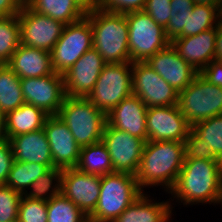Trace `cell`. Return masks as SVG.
<instances>
[{
	"label": "cell",
	"instance_id": "836d02e7",
	"mask_svg": "<svg viewBox=\"0 0 222 222\" xmlns=\"http://www.w3.org/2000/svg\"><path fill=\"white\" fill-rule=\"evenodd\" d=\"M18 222H47V202L22 195L18 208Z\"/></svg>",
	"mask_w": 222,
	"mask_h": 222
},
{
	"label": "cell",
	"instance_id": "ab89813d",
	"mask_svg": "<svg viewBox=\"0 0 222 222\" xmlns=\"http://www.w3.org/2000/svg\"><path fill=\"white\" fill-rule=\"evenodd\" d=\"M200 74L213 85L222 87V63L212 61Z\"/></svg>",
	"mask_w": 222,
	"mask_h": 222
},
{
	"label": "cell",
	"instance_id": "6da1fadb",
	"mask_svg": "<svg viewBox=\"0 0 222 222\" xmlns=\"http://www.w3.org/2000/svg\"><path fill=\"white\" fill-rule=\"evenodd\" d=\"M185 160L184 142L147 141L135 174L138 187H162L168 193L176 183Z\"/></svg>",
	"mask_w": 222,
	"mask_h": 222
},
{
	"label": "cell",
	"instance_id": "60d3db41",
	"mask_svg": "<svg viewBox=\"0 0 222 222\" xmlns=\"http://www.w3.org/2000/svg\"><path fill=\"white\" fill-rule=\"evenodd\" d=\"M22 5L20 0H0V17L18 15Z\"/></svg>",
	"mask_w": 222,
	"mask_h": 222
},
{
	"label": "cell",
	"instance_id": "f546056e",
	"mask_svg": "<svg viewBox=\"0 0 222 222\" xmlns=\"http://www.w3.org/2000/svg\"><path fill=\"white\" fill-rule=\"evenodd\" d=\"M63 169L59 167L50 168L45 174L41 175L30 186L29 192L23 195L30 199L49 201L53 197L61 194V177Z\"/></svg>",
	"mask_w": 222,
	"mask_h": 222
},
{
	"label": "cell",
	"instance_id": "d6986e66",
	"mask_svg": "<svg viewBox=\"0 0 222 222\" xmlns=\"http://www.w3.org/2000/svg\"><path fill=\"white\" fill-rule=\"evenodd\" d=\"M145 62L177 92L184 90L198 74V72L178 54L171 43L165 49L149 57Z\"/></svg>",
	"mask_w": 222,
	"mask_h": 222
},
{
	"label": "cell",
	"instance_id": "f6af8a7d",
	"mask_svg": "<svg viewBox=\"0 0 222 222\" xmlns=\"http://www.w3.org/2000/svg\"><path fill=\"white\" fill-rule=\"evenodd\" d=\"M5 114L0 110V140L4 139Z\"/></svg>",
	"mask_w": 222,
	"mask_h": 222
},
{
	"label": "cell",
	"instance_id": "44dd1931",
	"mask_svg": "<svg viewBox=\"0 0 222 222\" xmlns=\"http://www.w3.org/2000/svg\"><path fill=\"white\" fill-rule=\"evenodd\" d=\"M147 106L133 94L107 114V123L147 142Z\"/></svg>",
	"mask_w": 222,
	"mask_h": 222
},
{
	"label": "cell",
	"instance_id": "e0dca14e",
	"mask_svg": "<svg viewBox=\"0 0 222 222\" xmlns=\"http://www.w3.org/2000/svg\"><path fill=\"white\" fill-rule=\"evenodd\" d=\"M49 141L54 167H76L81 147L68 126L57 115L48 116L43 127Z\"/></svg>",
	"mask_w": 222,
	"mask_h": 222
},
{
	"label": "cell",
	"instance_id": "8fae6325",
	"mask_svg": "<svg viewBox=\"0 0 222 222\" xmlns=\"http://www.w3.org/2000/svg\"><path fill=\"white\" fill-rule=\"evenodd\" d=\"M21 44L51 52L65 24L23 4L18 14Z\"/></svg>",
	"mask_w": 222,
	"mask_h": 222
},
{
	"label": "cell",
	"instance_id": "681fc988",
	"mask_svg": "<svg viewBox=\"0 0 222 222\" xmlns=\"http://www.w3.org/2000/svg\"><path fill=\"white\" fill-rule=\"evenodd\" d=\"M23 4H26L29 0H20Z\"/></svg>",
	"mask_w": 222,
	"mask_h": 222
},
{
	"label": "cell",
	"instance_id": "ffe728a7",
	"mask_svg": "<svg viewBox=\"0 0 222 222\" xmlns=\"http://www.w3.org/2000/svg\"><path fill=\"white\" fill-rule=\"evenodd\" d=\"M217 26L187 37H176L171 41L178 54L200 73L214 61Z\"/></svg>",
	"mask_w": 222,
	"mask_h": 222
},
{
	"label": "cell",
	"instance_id": "7bdbcfd3",
	"mask_svg": "<svg viewBox=\"0 0 222 222\" xmlns=\"http://www.w3.org/2000/svg\"><path fill=\"white\" fill-rule=\"evenodd\" d=\"M214 61L222 63V22L217 26Z\"/></svg>",
	"mask_w": 222,
	"mask_h": 222
},
{
	"label": "cell",
	"instance_id": "e575fe53",
	"mask_svg": "<svg viewBox=\"0 0 222 222\" xmlns=\"http://www.w3.org/2000/svg\"><path fill=\"white\" fill-rule=\"evenodd\" d=\"M22 194L5 184H0V222L17 221Z\"/></svg>",
	"mask_w": 222,
	"mask_h": 222
},
{
	"label": "cell",
	"instance_id": "4316f807",
	"mask_svg": "<svg viewBox=\"0 0 222 222\" xmlns=\"http://www.w3.org/2000/svg\"><path fill=\"white\" fill-rule=\"evenodd\" d=\"M76 168L100 176L114 172L111 157L102 141L81 148Z\"/></svg>",
	"mask_w": 222,
	"mask_h": 222
},
{
	"label": "cell",
	"instance_id": "d4e9b609",
	"mask_svg": "<svg viewBox=\"0 0 222 222\" xmlns=\"http://www.w3.org/2000/svg\"><path fill=\"white\" fill-rule=\"evenodd\" d=\"M26 4L37 13L65 25L85 17L91 5L87 0H29Z\"/></svg>",
	"mask_w": 222,
	"mask_h": 222
},
{
	"label": "cell",
	"instance_id": "277c9868",
	"mask_svg": "<svg viewBox=\"0 0 222 222\" xmlns=\"http://www.w3.org/2000/svg\"><path fill=\"white\" fill-rule=\"evenodd\" d=\"M143 194L136 177L125 172L101 176L100 195L89 222H112Z\"/></svg>",
	"mask_w": 222,
	"mask_h": 222
},
{
	"label": "cell",
	"instance_id": "f1b7e54d",
	"mask_svg": "<svg viewBox=\"0 0 222 222\" xmlns=\"http://www.w3.org/2000/svg\"><path fill=\"white\" fill-rule=\"evenodd\" d=\"M49 169L47 165L14 161L5 185L23 195L28 192L29 186Z\"/></svg>",
	"mask_w": 222,
	"mask_h": 222
},
{
	"label": "cell",
	"instance_id": "f35d334b",
	"mask_svg": "<svg viewBox=\"0 0 222 222\" xmlns=\"http://www.w3.org/2000/svg\"><path fill=\"white\" fill-rule=\"evenodd\" d=\"M14 162L11 144L8 139L0 140V184H5Z\"/></svg>",
	"mask_w": 222,
	"mask_h": 222
},
{
	"label": "cell",
	"instance_id": "ee69618b",
	"mask_svg": "<svg viewBox=\"0 0 222 222\" xmlns=\"http://www.w3.org/2000/svg\"><path fill=\"white\" fill-rule=\"evenodd\" d=\"M194 4H203V5H210L213 7H218L220 0H193Z\"/></svg>",
	"mask_w": 222,
	"mask_h": 222
},
{
	"label": "cell",
	"instance_id": "bcb514c9",
	"mask_svg": "<svg viewBox=\"0 0 222 222\" xmlns=\"http://www.w3.org/2000/svg\"><path fill=\"white\" fill-rule=\"evenodd\" d=\"M217 10H218V17L222 21V0L219 1Z\"/></svg>",
	"mask_w": 222,
	"mask_h": 222
},
{
	"label": "cell",
	"instance_id": "74e56055",
	"mask_svg": "<svg viewBox=\"0 0 222 222\" xmlns=\"http://www.w3.org/2000/svg\"><path fill=\"white\" fill-rule=\"evenodd\" d=\"M170 4V0H146L143 11L165 29L172 15Z\"/></svg>",
	"mask_w": 222,
	"mask_h": 222
},
{
	"label": "cell",
	"instance_id": "3957f363",
	"mask_svg": "<svg viewBox=\"0 0 222 222\" xmlns=\"http://www.w3.org/2000/svg\"><path fill=\"white\" fill-rule=\"evenodd\" d=\"M93 31V48L106 64L130 62L128 22L125 14L90 5L86 14Z\"/></svg>",
	"mask_w": 222,
	"mask_h": 222
},
{
	"label": "cell",
	"instance_id": "7c38bea8",
	"mask_svg": "<svg viewBox=\"0 0 222 222\" xmlns=\"http://www.w3.org/2000/svg\"><path fill=\"white\" fill-rule=\"evenodd\" d=\"M111 157L114 172L137 173L145 142L106 123L101 140Z\"/></svg>",
	"mask_w": 222,
	"mask_h": 222
},
{
	"label": "cell",
	"instance_id": "7a4b0ae2",
	"mask_svg": "<svg viewBox=\"0 0 222 222\" xmlns=\"http://www.w3.org/2000/svg\"><path fill=\"white\" fill-rule=\"evenodd\" d=\"M168 193L186 206L220 204L222 173L217 161L185 159L176 183Z\"/></svg>",
	"mask_w": 222,
	"mask_h": 222
},
{
	"label": "cell",
	"instance_id": "7402d4cb",
	"mask_svg": "<svg viewBox=\"0 0 222 222\" xmlns=\"http://www.w3.org/2000/svg\"><path fill=\"white\" fill-rule=\"evenodd\" d=\"M8 140L11 144L14 161L38 163L47 165L49 168L54 167L49 141L43 128L11 137Z\"/></svg>",
	"mask_w": 222,
	"mask_h": 222
},
{
	"label": "cell",
	"instance_id": "7dc6e473",
	"mask_svg": "<svg viewBox=\"0 0 222 222\" xmlns=\"http://www.w3.org/2000/svg\"><path fill=\"white\" fill-rule=\"evenodd\" d=\"M217 163H218V167L222 173V153L219 155V157H217Z\"/></svg>",
	"mask_w": 222,
	"mask_h": 222
},
{
	"label": "cell",
	"instance_id": "30bf717a",
	"mask_svg": "<svg viewBox=\"0 0 222 222\" xmlns=\"http://www.w3.org/2000/svg\"><path fill=\"white\" fill-rule=\"evenodd\" d=\"M132 93L148 108L178 104L179 92L146 62H132Z\"/></svg>",
	"mask_w": 222,
	"mask_h": 222
},
{
	"label": "cell",
	"instance_id": "9a60e30c",
	"mask_svg": "<svg viewBox=\"0 0 222 222\" xmlns=\"http://www.w3.org/2000/svg\"><path fill=\"white\" fill-rule=\"evenodd\" d=\"M101 176L84 173L76 167L63 169L61 194L71 200L88 218L100 195Z\"/></svg>",
	"mask_w": 222,
	"mask_h": 222
},
{
	"label": "cell",
	"instance_id": "603a6c76",
	"mask_svg": "<svg viewBox=\"0 0 222 222\" xmlns=\"http://www.w3.org/2000/svg\"><path fill=\"white\" fill-rule=\"evenodd\" d=\"M7 65L20 78L54 74L51 52L20 44Z\"/></svg>",
	"mask_w": 222,
	"mask_h": 222
},
{
	"label": "cell",
	"instance_id": "4fadbf2b",
	"mask_svg": "<svg viewBox=\"0 0 222 222\" xmlns=\"http://www.w3.org/2000/svg\"><path fill=\"white\" fill-rule=\"evenodd\" d=\"M26 104L34 105L49 116L57 115L65 95L64 77L54 73L37 78L20 79Z\"/></svg>",
	"mask_w": 222,
	"mask_h": 222
},
{
	"label": "cell",
	"instance_id": "f907efd6",
	"mask_svg": "<svg viewBox=\"0 0 222 222\" xmlns=\"http://www.w3.org/2000/svg\"><path fill=\"white\" fill-rule=\"evenodd\" d=\"M220 203H221V205H222V193H221V199H220Z\"/></svg>",
	"mask_w": 222,
	"mask_h": 222
},
{
	"label": "cell",
	"instance_id": "c3c4849f",
	"mask_svg": "<svg viewBox=\"0 0 222 222\" xmlns=\"http://www.w3.org/2000/svg\"><path fill=\"white\" fill-rule=\"evenodd\" d=\"M91 5H94L96 2H97V0H87Z\"/></svg>",
	"mask_w": 222,
	"mask_h": 222
},
{
	"label": "cell",
	"instance_id": "d6a6232c",
	"mask_svg": "<svg viewBox=\"0 0 222 222\" xmlns=\"http://www.w3.org/2000/svg\"><path fill=\"white\" fill-rule=\"evenodd\" d=\"M191 129L205 141L217 158L222 153V114L196 122Z\"/></svg>",
	"mask_w": 222,
	"mask_h": 222
},
{
	"label": "cell",
	"instance_id": "52a82bcc",
	"mask_svg": "<svg viewBox=\"0 0 222 222\" xmlns=\"http://www.w3.org/2000/svg\"><path fill=\"white\" fill-rule=\"evenodd\" d=\"M178 106L186 121L196 122L222 114V87L213 85L200 73L178 96Z\"/></svg>",
	"mask_w": 222,
	"mask_h": 222
},
{
	"label": "cell",
	"instance_id": "1f68e13d",
	"mask_svg": "<svg viewBox=\"0 0 222 222\" xmlns=\"http://www.w3.org/2000/svg\"><path fill=\"white\" fill-rule=\"evenodd\" d=\"M47 222H88L86 215L62 194L47 201Z\"/></svg>",
	"mask_w": 222,
	"mask_h": 222
},
{
	"label": "cell",
	"instance_id": "5b68a950",
	"mask_svg": "<svg viewBox=\"0 0 222 222\" xmlns=\"http://www.w3.org/2000/svg\"><path fill=\"white\" fill-rule=\"evenodd\" d=\"M57 116L68 126L81 148L101 142L107 115L87 97L66 96Z\"/></svg>",
	"mask_w": 222,
	"mask_h": 222
},
{
	"label": "cell",
	"instance_id": "8d00e7d4",
	"mask_svg": "<svg viewBox=\"0 0 222 222\" xmlns=\"http://www.w3.org/2000/svg\"><path fill=\"white\" fill-rule=\"evenodd\" d=\"M146 0H97V8L112 13H129L143 11Z\"/></svg>",
	"mask_w": 222,
	"mask_h": 222
},
{
	"label": "cell",
	"instance_id": "2e32d148",
	"mask_svg": "<svg viewBox=\"0 0 222 222\" xmlns=\"http://www.w3.org/2000/svg\"><path fill=\"white\" fill-rule=\"evenodd\" d=\"M106 63L94 48L86 51L74 65L63 74L65 95L87 97Z\"/></svg>",
	"mask_w": 222,
	"mask_h": 222
},
{
	"label": "cell",
	"instance_id": "9c48e42d",
	"mask_svg": "<svg viewBox=\"0 0 222 222\" xmlns=\"http://www.w3.org/2000/svg\"><path fill=\"white\" fill-rule=\"evenodd\" d=\"M93 48V31L86 15L82 19L64 26L59 40L51 51L55 73H66L88 50Z\"/></svg>",
	"mask_w": 222,
	"mask_h": 222
},
{
	"label": "cell",
	"instance_id": "b9f144b4",
	"mask_svg": "<svg viewBox=\"0 0 222 222\" xmlns=\"http://www.w3.org/2000/svg\"><path fill=\"white\" fill-rule=\"evenodd\" d=\"M171 13L177 14L183 11H192L194 6L193 0H170Z\"/></svg>",
	"mask_w": 222,
	"mask_h": 222
},
{
	"label": "cell",
	"instance_id": "ba28073f",
	"mask_svg": "<svg viewBox=\"0 0 222 222\" xmlns=\"http://www.w3.org/2000/svg\"><path fill=\"white\" fill-rule=\"evenodd\" d=\"M132 94V62L106 64L87 99L107 115Z\"/></svg>",
	"mask_w": 222,
	"mask_h": 222
},
{
	"label": "cell",
	"instance_id": "ac0fdd59",
	"mask_svg": "<svg viewBox=\"0 0 222 222\" xmlns=\"http://www.w3.org/2000/svg\"><path fill=\"white\" fill-rule=\"evenodd\" d=\"M220 23L217 7L194 4L192 11L172 14L165 32L167 38L172 41L176 37L197 35L218 26Z\"/></svg>",
	"mask_w": 222,
	"mask_h": 222
},
{
	"label": "cell",
	"instance_id": "8992f818",
	"mask_svg": "<svg viewBox=\"0 0 222 222\" xmlns=\"http://www.w3.org/2000/svg\"><path fill=\"white\" fill-rule=\"evenodd\" d=\"M125 15L128 22L130 62H145L171 43L165 29L149 14L144 11H133Z\"/></svg>",
	"mask_w": 222,
	"mask_h": 222
},
{
	"label": "cell",
	"instance_id": "d590c367",
	"mask_svg": "<svg viewBox=\"0 0 222 222\" xmlns=\"http://www.w3.org/2000/svg\"><path fill=\"white\" fill-rule=\"evenodd\" d=\"M185 159H203L217 161L211 148H207L205 141L202 140L192 129L184 140Z\"/></svg>",
	"mask_w": 222,
	"mask_h": 222
},
{
	"label": "cell",
	"instance_id": "83f0119b",
	"mask_svg": "<svg viewBox=\"0 0 222 222\" xmlns=\"http://www.w3.org/2000/svg\"><path fill=\"white\" fill-rule=\"evenodd\" d=\"M24 103L20 78L7 64H0V110L6 115Z\"/></svg>",
	"mask_w": 222,
	"mask_h": 222
},
{
	"label": "cell",
	"instance_id": "cb8c5ba5",
	"mask_svg": "<svg viewBox=\"0 0 222 222\" xmlns=\"http://www.w3.org/2000/svg\"><path fill=\"white\" fill-rule=\"evenodd\" d=\"M145 192L127 207L112 222H170L172 221L171 200L156 202ZM154 200V202L152 201Z\"/></svg>",
	"mask_w": 222,
	"mask_h": 222
},
{
	"label": "cell",
	"instance_id": "484cf974",
	"mask_svg": "<svg viewBox=\"0 0 222 222\" xmlns=\"http://www.w3.org/2000/svg\"><path fill=\"white\" fill-rule=\"evenodd\" d=\"M48 114L34 105L24 103L5 115L4 138L9 139L42 129Z\"/></svg>",
	"mask_w": 222,
	"mask_h": 222
},
{
	"label": "cell",
	"instance_id": "5bb4252c",
	"mask_svg": "<svg viewBox=\"0 0 222 222\" xmlns=\"http://www.w3.org/2000/svg\"><path fill=\"white\" fill-rule=\"evenodd\" d=\"M147 141L184 142L191 125L177 105L147 108Z\"/></svg>",
	"mask_w": 222,
	"mask_h": 222
},
{
	"label": "cell",
	"instance_id": "4dcf8cb0",
	"mask_svg": "<svg viewBox=\"0 0 222 222\" xmlns=\"http://www.w3.org/2000/svg\"><path fill=\"white\" fill-rule=\"evenodd\" d=\"M20 44L18 15L0 17V64H7Z\"/></svg>",
	"mask_w": 222,
	"mask_h": 222
}]
</instances>
